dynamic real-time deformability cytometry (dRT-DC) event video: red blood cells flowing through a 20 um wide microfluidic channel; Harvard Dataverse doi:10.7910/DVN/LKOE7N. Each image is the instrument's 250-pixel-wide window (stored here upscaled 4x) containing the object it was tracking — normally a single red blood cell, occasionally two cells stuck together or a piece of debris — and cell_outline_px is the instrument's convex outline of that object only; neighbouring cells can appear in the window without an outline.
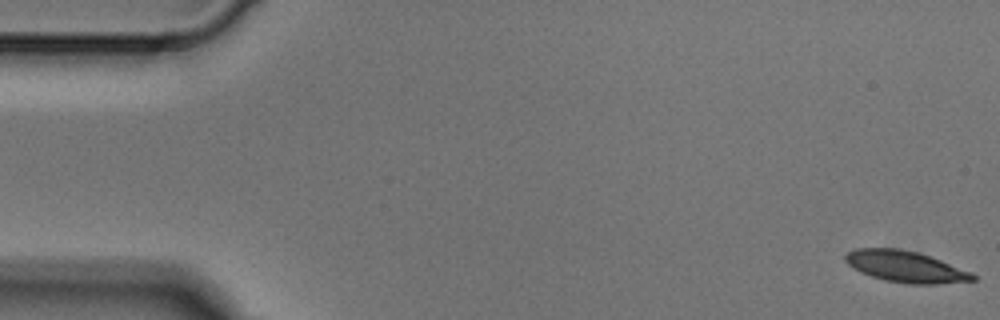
{"species": "Egyptian fruit bat (a non-hibernating species)", "species_latin": "Rousettus aegyptiacus", "temperature_condition": "cold", "stored_images_in_passage": 4, "camera_frame_rate_fps": 3000, "um_per_image_px": 0.085, "animal": {"sex": "male"}, "frame": {"image": 1, "passage_image": 1, "time_ms": 0.0, "image_size_px": [1000, 320], "cell_outline_px": [[976, 280], [940, 284], [908, 284], [884, 280], [860, 272], [848, 264], [844, 260], [844, 256], [848, 252], [856, 248], [900, 248], [916, 252], [940, 260], [972, 272], [976, 276]], "centroid_in_image_um": [76.97, 22.67], "position_along_channel_um": 8.0, "area_um2": 23.24}}
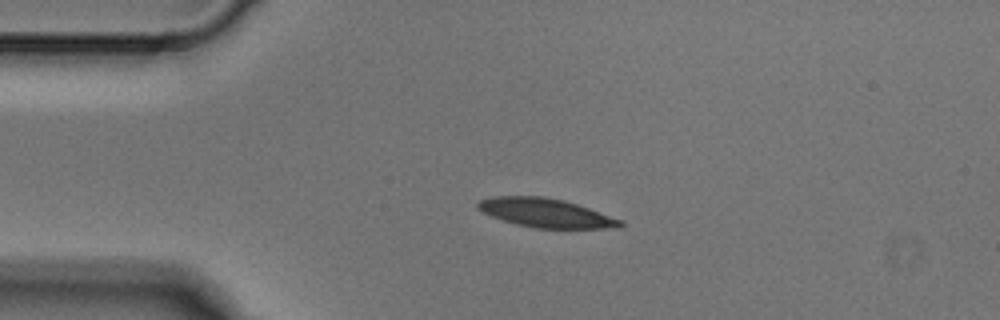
{"frame": {"image": 2, "passage_image": 4, "time_ms": 1.0, "image_size_px": [1000, 320], "cell_outline_px": [[624, 224], [620, 228], [536, 228], [516, 224], [492, 216], [484, 212], [476, 204], [480, 200], [492, 196], [544, 196], [564, 200], [624, 220]], "centroid_in_image_um": [46.44, 18.1], "position_along_channel_um": 38.6, "area_um2": 23.81}}